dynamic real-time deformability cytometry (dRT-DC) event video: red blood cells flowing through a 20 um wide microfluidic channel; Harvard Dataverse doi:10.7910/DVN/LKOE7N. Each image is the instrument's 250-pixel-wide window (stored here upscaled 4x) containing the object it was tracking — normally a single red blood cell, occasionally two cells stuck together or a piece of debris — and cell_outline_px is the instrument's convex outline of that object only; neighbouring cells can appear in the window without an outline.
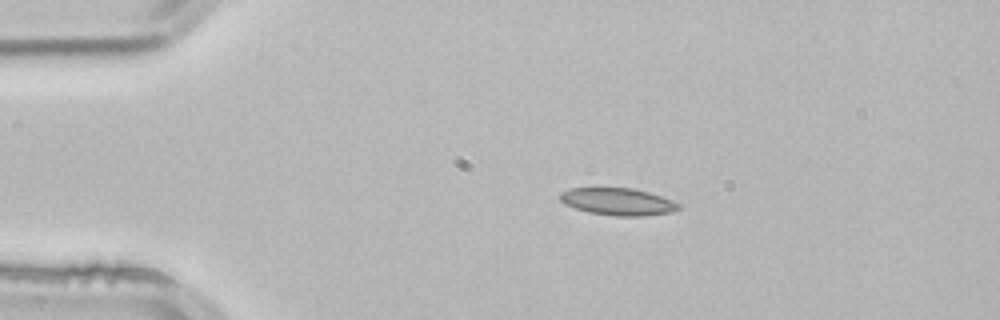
{"species": "common noctule bat (a hibernating species)", "species_latin": "Nyctalus noctula", "temperature_condition": "room temperature", "stored_images_in_passage": 2, "camera_frame_rate_fps": 3000, "um_per_image_px": 0.085, "animal": {"sex": "male", "body_mass_g": 21.5, "forearm_length_mm": 52.0}, "frame": {"image": 1, "passage_image": 1, "time_ms": 0.0, "image_size_px": [1000, 320], "cell_outline_px": [[684, 204], [680, 208], [672, 212], [644, 216], [616, 216], [588, 212], [564, 204], [560, 200], [560, 192], [568, 188], [632, 188], [648, 192]], "centroid_in_image_um": [52.54, 17.14], "position_along_channel_um": 32.5, "area_um2": 18.9}}